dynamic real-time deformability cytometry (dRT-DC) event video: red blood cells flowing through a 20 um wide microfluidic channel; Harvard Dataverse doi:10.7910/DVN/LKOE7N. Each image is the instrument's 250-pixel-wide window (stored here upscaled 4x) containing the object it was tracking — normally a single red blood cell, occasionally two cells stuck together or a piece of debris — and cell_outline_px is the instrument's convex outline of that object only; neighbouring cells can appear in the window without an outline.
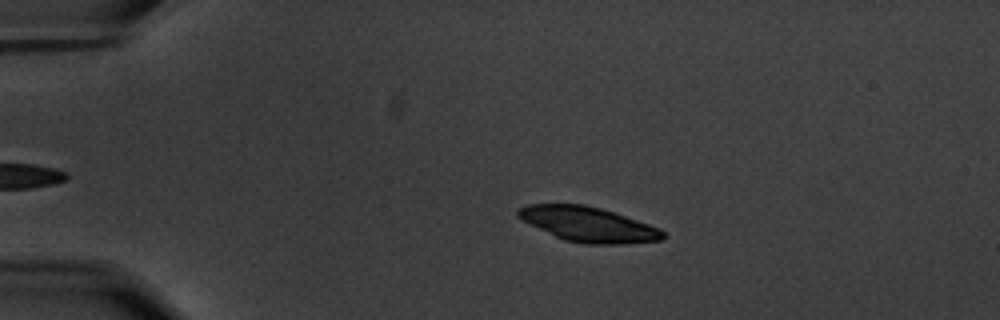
{"species": "common noctule bat (a hibernating species)", "species_latin": "Nyctalus noctula", "temperature_condition": "warm", "stored_images_in_passage": 40, "camera_frame_rate_fps": 3000, "um_per_image_px": 0.085, "animal": {"sex": "male", "body_mass_g": 20.1, "forearm_length_mm": 53.5}, "frame": {"image": 1, "passage_image": 2, "time_ms": 0.333, "image_size_px": [1000, 320], "cell_outline_px": [[668, 236], [660, 240], [624, 244], [588, 244], [564, 240], [516, 216], [516, 208], [528, 204], [584, 204], [600, 208], [660, 228]], "centroid_in_image_um": [50.01, 19.06], "position_along_channel_um": 35.0, "area_um2": 29.07}}